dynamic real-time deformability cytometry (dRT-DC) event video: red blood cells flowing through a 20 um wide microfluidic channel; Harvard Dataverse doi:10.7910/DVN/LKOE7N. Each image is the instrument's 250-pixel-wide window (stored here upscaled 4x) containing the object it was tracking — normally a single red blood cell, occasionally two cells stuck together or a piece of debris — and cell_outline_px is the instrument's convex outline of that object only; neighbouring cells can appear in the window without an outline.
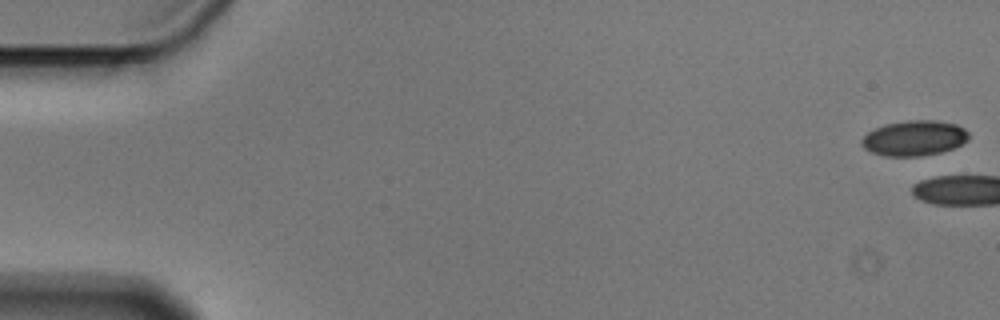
{"species": "Egyptian fruit bat (a non-hibernating species)", "species_latin": "Rousettus aegyptiacus", "temperature_condition": "cold", "stored_images_in_passage": 6, "camera_frame_rate_fps": 3000, "um_per_image_px": 0.085, "animal": {"sex": "male"}, "frame": {"image": 1, "passage_image": 1, "time_ms": 0.0, "image_size_px": [1000, 320], "cell_outline_px": [[968, 140], [952, 148], [940, 152], [920, 156], [884, 156], [872, 152], [864, 148], [860, 144], [860, 140], [868, 132], [884, 124], [908, 120], [936, 120], [956, 124], [964, 128], [968, 132]], "centroid_in_image_um": [77.69, 11.73], "position_along_channel_um": 7.3, "area_um2": 21.96}}
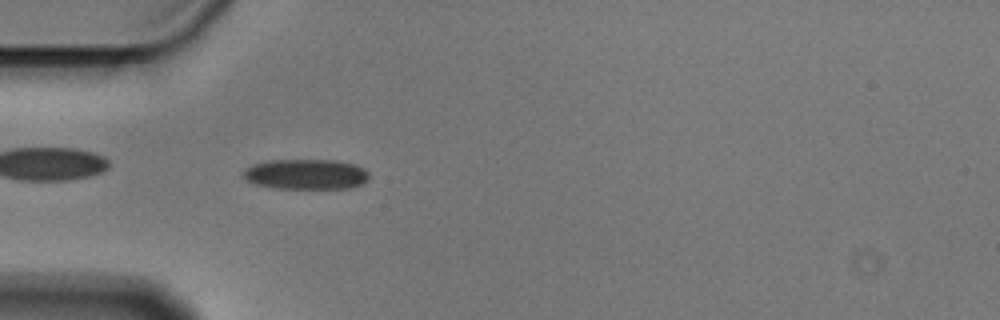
{"frame": {"image": 2, "passage_image": 6, "time_ms": 1.667, "image_size_px": [1000, 320], "cell_outline_px": [[368, 180], [364, 184], [348, 188], [272, 188], [256, 184], [248, 180], [244, 176], [244, 168], [252, 164], [272, 160], [336, 160], [356, 164], [364, 168], [368, 172]], "centroid_in_image_um": [26.04, 14.8], "position_along_channel_um": 59.0, "area_um2": 22.25}}